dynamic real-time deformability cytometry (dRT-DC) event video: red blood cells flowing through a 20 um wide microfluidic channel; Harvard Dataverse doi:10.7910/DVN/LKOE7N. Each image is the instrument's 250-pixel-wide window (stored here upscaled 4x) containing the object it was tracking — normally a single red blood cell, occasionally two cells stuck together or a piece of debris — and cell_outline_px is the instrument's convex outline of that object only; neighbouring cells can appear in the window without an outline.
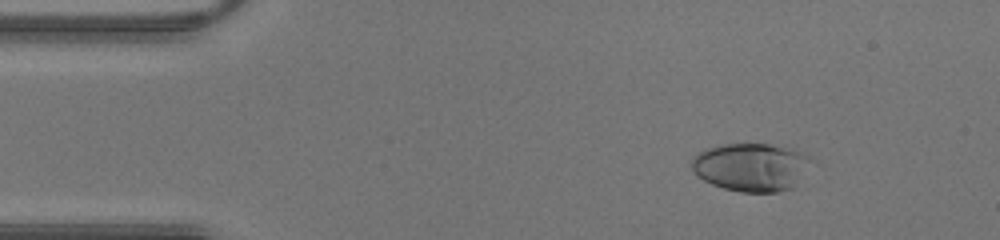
{"species": "human", "species_latin": "Homo sapiens", "temperature_condition": "warm", "stored_images_in_passage": 36, "camera_frame_rate_fps": 3000, "um_per_image_px": 0.085, "donor": {"sex": "male"}, "frame": {"image": 1, "passage_image": 6, "time_ms": 1.667, "image_size_px": [1000, 240], "cell_outline_px": [[816, 164], [796, 188], [776, 192], [740, 192], [724, 188], [712, 184], [704, 180], [692, 168], [692, 156], [704, 148], [720, 144], [768, 144], [792, 148], [808, 156]], "centroid_in_image_um": [63.96, 14.2], "position_along_channel_um": 21.0, "area_um2": 34.39}}
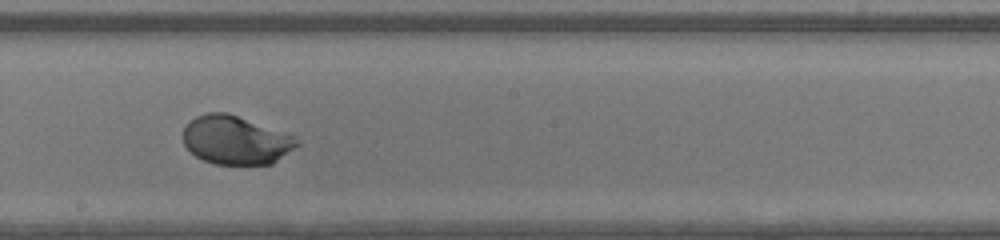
{"frame": {"image": 2, "passage_image": 24, "time_ms": 7.667, "image_size_px": [1000, 240], "cell_outline_px": [[300, 144], [272, 164], [216, 164], [204, 160], [196, 156], [184, 144], [184, 128], [196, 116], [208, 112], [228, 112], [292, 136], [300, 140]], "centroid_in_image_um": [20.03, 11.91], "position_along_channel_um": 228.2, "area_um2": 31.73}}
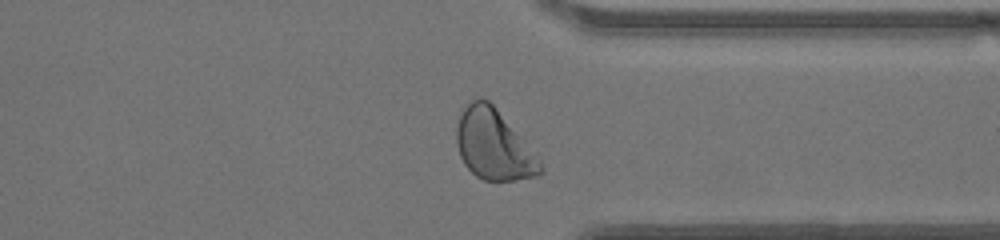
{"frame": {"image": 3, "passage_image": 33, "time_ms": 10.667, "image_size_px": [1000, 240], "cell_outline_px": [[544, 172], [540, 176], [512, 180], [484, 180], [476, 176], [464, 164], [460, 156], [456, 144], [456, 128], [460, 116], [464, 108], [472, 100], [480, 96], [488, 100], [492, 104], [540, 160], [544, 168]], "centroid_in_image_um": [41.95, 12.33], "position_along_channel_um": 369.5, "area_um2": 33.87}}